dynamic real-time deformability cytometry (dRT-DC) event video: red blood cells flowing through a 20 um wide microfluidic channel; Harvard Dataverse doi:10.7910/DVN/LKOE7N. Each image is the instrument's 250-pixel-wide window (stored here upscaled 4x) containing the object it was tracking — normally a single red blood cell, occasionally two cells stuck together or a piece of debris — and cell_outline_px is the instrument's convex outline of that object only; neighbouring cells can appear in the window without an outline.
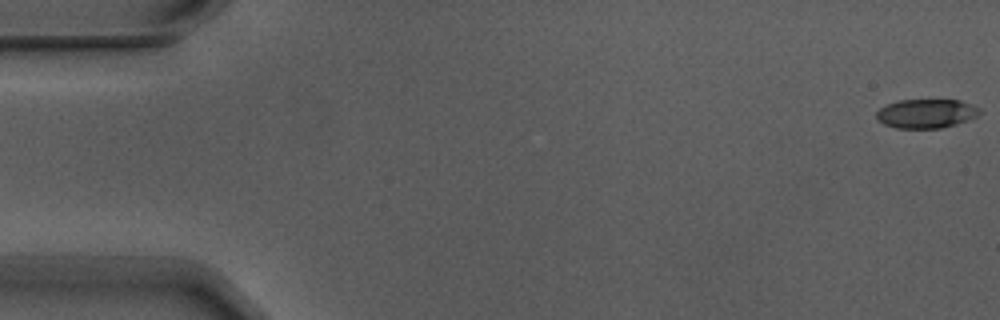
{"species": "Egyptian fruit bat (a non-hibernating species)", "species_latin": "Rousettus aegyptiacus", "temperature_condition": "warm", "stored_images_in_passage": 7, "camera_frame_rate_fps": 3000, "um_per_image_px": 0.085, "animal": {"sex": "male"}, "frame": {"image": 1, "passage_image": 1, "time_ms": 0.0, "image_size_px": [1000, 320], "cell_outline_px": [[984, 112], [976, 116], [956, 124], [940, 128], [896, 128], [884, 124], [876, 120], [876, 112], [880, 108], [888, 104], [900, 100], [960, 100], [972, 104], [980, 108]], "centroid_in_image_um": [78.74, 9.65], "position_along_channel_um": 6.3, "area_um2": 17.51}}
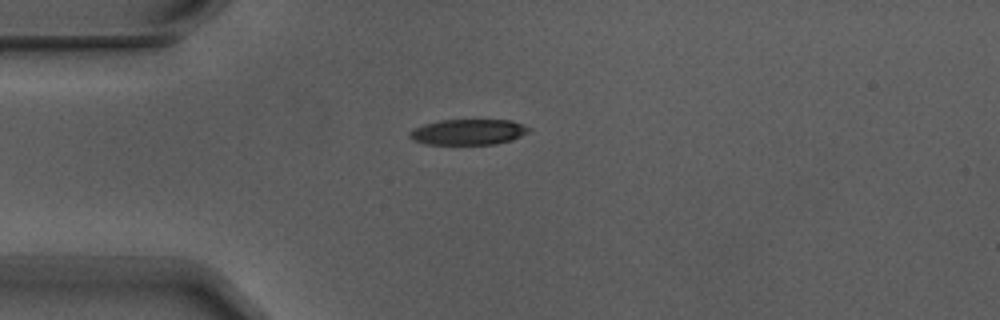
{"frame": {"image": 2, "passage_image": 5, "time_ms": 1.333, "image_size_px": [1000, 320], "cell_outline_px": [[532, 132], [512, 140], [496, 144], [428, 144], [412, 140], [408, 136], [416, 128], [424, 124], [440, 120], [512, 120], [532, 128]], "centroid_in_image_um": [39.89, 11.22], "position_along_channel_um": 45.1, "area_um2": 17.86}}